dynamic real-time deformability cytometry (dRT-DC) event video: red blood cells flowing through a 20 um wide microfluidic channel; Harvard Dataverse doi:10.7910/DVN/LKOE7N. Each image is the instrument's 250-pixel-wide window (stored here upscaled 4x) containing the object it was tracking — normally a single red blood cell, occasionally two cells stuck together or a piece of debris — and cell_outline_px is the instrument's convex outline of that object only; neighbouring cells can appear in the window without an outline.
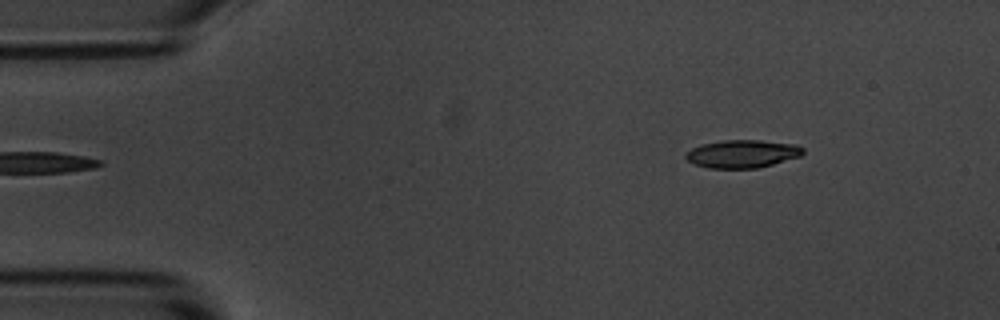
{"species": "common noctule bat (a hibernating species)", "species_latin": "Nyctalus noctula", "temperature_condition": "room temperature", "stored_images_in_passage": 4, "camera_frame_rate_fps": 3000, "um_per_image_px": 0.085, "animal": {"sex": "male", "body_mass_g": 20.1, "forearm_length_mm": 53.5}, "frame": {"image": 1, "passage_image": 4, "time_ms": 4.333, "image_size_px": [1000, 320], "cell_outline_px": [[804, 152], [800, 156], [772, 164], [756, 168], [708, 168], [696, 164], [688, 160], [684, 156], [684, 152], [692, 148], [704, 144], [720, 140], [760, 140], [796, 144], [804, 148]], "centroid_in_image_um": [63.09, 13.06], "position_along_channel_um": 21.9, "area_um2": 19.02}}